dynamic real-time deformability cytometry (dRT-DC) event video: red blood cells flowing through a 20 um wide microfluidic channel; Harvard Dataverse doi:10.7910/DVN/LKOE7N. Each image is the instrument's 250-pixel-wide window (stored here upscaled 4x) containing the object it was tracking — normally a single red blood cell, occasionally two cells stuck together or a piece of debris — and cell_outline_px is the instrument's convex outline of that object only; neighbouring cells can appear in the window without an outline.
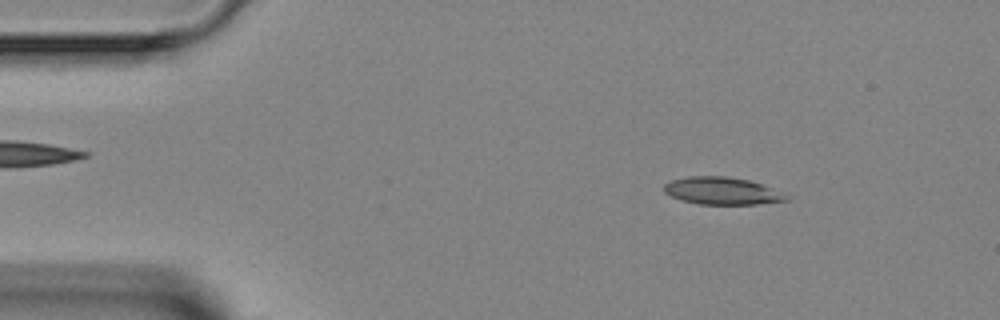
{"species": "Egyptian fruit bat (a non-hibernating species)", "species_latin": "Rousettus aegyptiacus", "temperature_condition": "room temperature", "stored_images_in_passage": 3, "camera_frame_rate_fps": 3000, "um_per_image_px": 0.085, "animal": {"sex": "female"}, "frame": {"image": 1, "passage_image": 1, "time_ms": 0.0, "image_size_px": [1000, 320], "cell_outline_px": [[792, 196], [788, 200], [756, 204], [700, 204], [680, 200], [664, 192], [664, 184], [672, 180], [688, 176], [724, 176], [748, 180], [760, 184]], "centroid_in_image_um": [61.37, 16.23], "position_along_channel_um": 23.6, "area_um2": 19.36}}
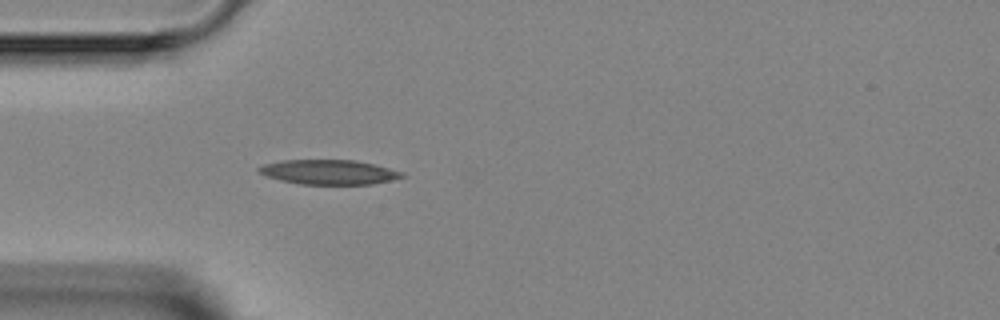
{"frame": {"image": 2, "passage_image": 3, "time_ms": 2.333, "image_size_px": [1000, 320], "cell_outline_px": [[408, 176], [372, 184], [300, 184], [280, 180], [264, 176], [256, 168], [264, 164], [280, 160], [356, 160], [376, 164], [404, 172]], "centroid_in_image_um": [27.98, 14.62], "position_along_channel_um": 57.0, "area_um2": 20.75}}